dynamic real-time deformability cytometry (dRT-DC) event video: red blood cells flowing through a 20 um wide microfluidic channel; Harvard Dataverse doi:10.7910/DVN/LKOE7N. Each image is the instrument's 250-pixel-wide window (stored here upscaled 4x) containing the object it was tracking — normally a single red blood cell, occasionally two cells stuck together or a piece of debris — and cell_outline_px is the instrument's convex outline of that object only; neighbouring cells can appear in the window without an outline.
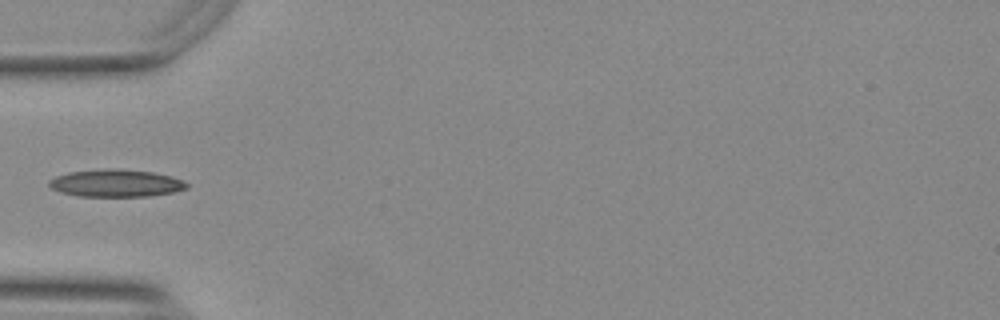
{"species": "Egyptian fruit bat (a non-hibernating species)", "species_latin": "Rousettus aegyptiacus", "temperature_condition": "warm", "stored_images_in_passage": 37, "camera_frame_rate_fps": 3000, "um_per_image_px": 0.085, "animal": {"sex": "female"}, "frame": {"image": 1, "passage_image": 1, "time_ms": 0.0, "image_size_px": [1000, 320], "cell_outline_px": [[188, 188], [172, 192], [148, 196], [76, 196], [60, 192], [52, 188], [48, 184], [48, 180], [56, 176], [68, 172], [108, 168], [116, 168], [152, 172], [172, 176], [188, 184]], "centroid_in_image_um": [9.82, 15.56], "position_along_channel_um": 75.2, "area_um2": 21.96}}
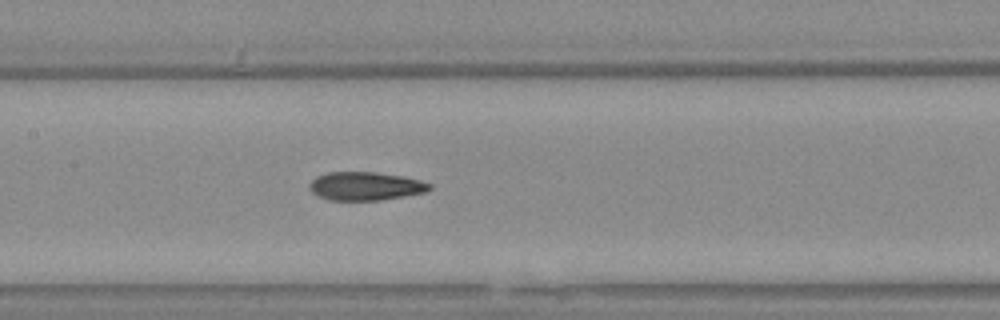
{"frame": {"image": 2, "passage_image": 9, "time_ms": 2.667, "image_size_px": [1000, 320], "cell_outline_px": [[432, 188], [424, 192], [404, 196], [380, 200], [328, 200], [316, 196], [308, 188], [308, 184], [316, 176], [328, 172], [376, 172], [400, 176], [420, 180], [432, 184]], "centroid_in_image_um": [31.01, 15.82], "position_along_channel_um": 176.4, "area_um2": 19.94}}
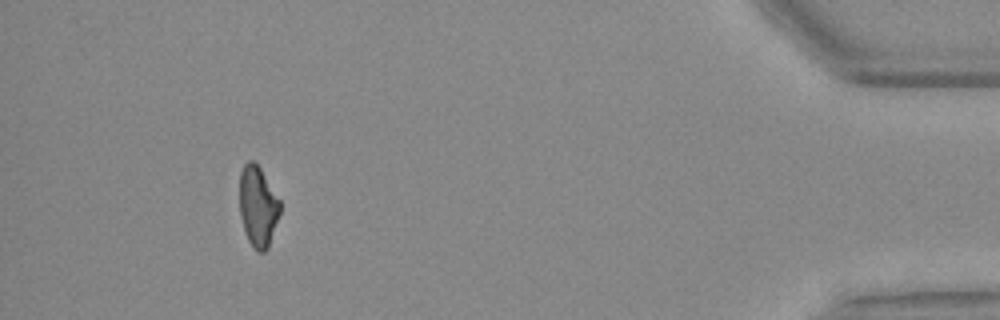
{"frame": {"image": 3, "passage_image": 33, "time_ms": 10.667, "image_size_px": [1000, 320], "cell_outline_px": [[280, 212], [268, 248], [264, 252], [256, 252], [252, 248], [248, 240], [240, 216], [240, 172], [244, 164], [248, 160], [252, 160], [260, 168], [280, 200]], "centroid_in_image_um": [21.92, 17.56], "position_along_channel_um": 413.3, "area_um2": 18.96}}